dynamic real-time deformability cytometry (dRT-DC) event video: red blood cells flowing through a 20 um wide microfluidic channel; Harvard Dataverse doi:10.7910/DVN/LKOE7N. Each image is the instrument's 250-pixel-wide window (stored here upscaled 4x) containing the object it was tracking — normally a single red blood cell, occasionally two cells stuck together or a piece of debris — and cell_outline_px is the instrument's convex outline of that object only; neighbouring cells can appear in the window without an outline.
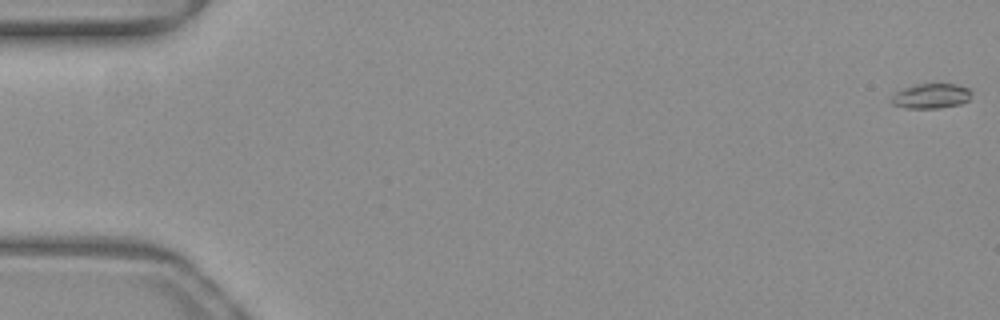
{"species": "common noctule bat (a hibernating species)", "species_latin": "Nyctalus noctula", "temperature_condition": "warm", "stored_images_in_passage": 8, "camera_frame_rate_fps": 3000, "um_per_image_px": 0.085, "animal": {"sex": "female", "body_mass_g": 19.3, "forearm_length_mm": 54.1}, "frame": {"image": 1, "passage_image": 1, "time_ms": 0.0, "image_size_px": [1000, 320], "cell_outline_px": [[972, 92], [968, 100], [960, 104], [940, 108], [904, 108], [892, 104], [892, 96], [896, 92], [904, 88], [916, 84], [956, 84], [968, 88]], "centroid_in_image_um": [79.15, 8.16], "position_along_channel_um": 5.9, "area_um2": 11.56}}